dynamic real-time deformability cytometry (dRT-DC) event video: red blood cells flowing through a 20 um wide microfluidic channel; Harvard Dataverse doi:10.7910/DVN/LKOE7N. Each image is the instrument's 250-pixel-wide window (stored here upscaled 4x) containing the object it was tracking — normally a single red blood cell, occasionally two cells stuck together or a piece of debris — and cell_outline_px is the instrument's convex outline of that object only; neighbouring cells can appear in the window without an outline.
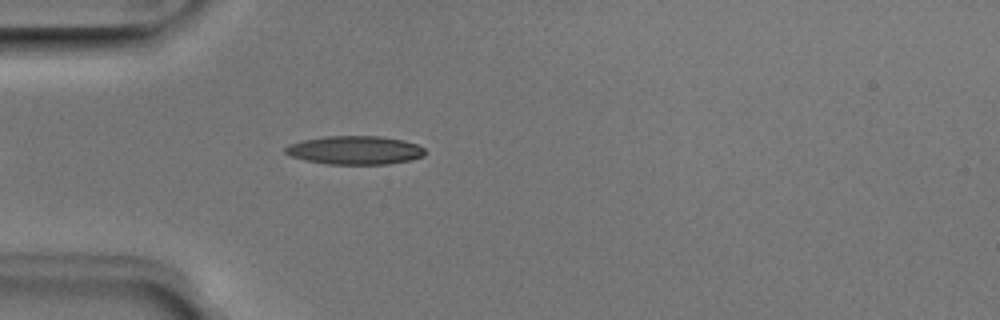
{"species": "Egyptian fruit bat (a non-hibernating species)", "species_latin": "Rousettus aegyptiacus", "temperature_condition": "room temperature", "stored_images_in_passage": 3, "camera_frame_rate_fps": 3000, "um_per_image_px": 0.085, "animal": {"sex": "male"}, "frame": {"image": 1, "passage_image": 3, "time_ms": 0.667, "image_size_px": [1000, 320], "cell_outline_px": [[424, 156], [408, 160], [388, 164], [328, 164], [304, 160], [292, 156], [284, 152], [284, 148], [288, 144], [304, 140], [324, 136], [380, 136], [404, 140], [416, 144], [424, 148]], "centroid_in_image_um": [30.15, 12.76], "position_along_channel_um": 54.9, "area_um2": 23.18}}